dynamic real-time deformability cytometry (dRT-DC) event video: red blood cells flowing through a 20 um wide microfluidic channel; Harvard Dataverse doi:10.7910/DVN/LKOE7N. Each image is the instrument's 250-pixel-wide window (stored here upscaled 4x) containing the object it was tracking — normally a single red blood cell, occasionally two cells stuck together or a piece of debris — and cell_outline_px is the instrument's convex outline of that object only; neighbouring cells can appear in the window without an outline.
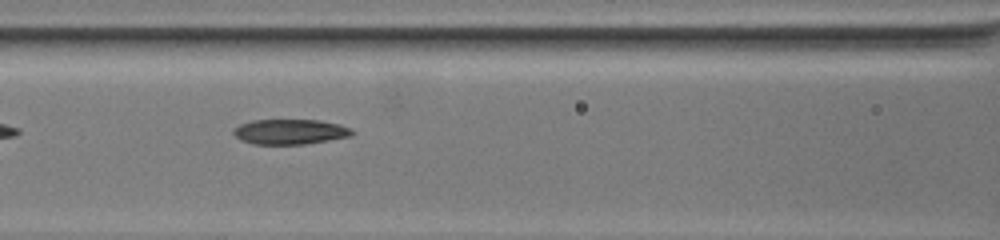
{"species": "common noctule bat (a hibernating species)", "species_latin": "Nyctalus noctula", "temperature_condition": "warm", "stored_images_in_passage": 8, "camera_frame_rate_fps": 3000, "um_per_image_px": 0.085, "animal": {"sex": "female", "body_mass_g": 19.5, "forearm_length_mm": 54.1}, "frame": {"image": 1, "passage_image": 5, "time_ms": 3.0, "image_size_px": [1000, 240], "cell_outline_px": [[352, 132], [348, 136], [304, 144], [256, 144], [244, 140], [236, 136], [232, 132], [240, 124], [252, 120], [320, 120], [336, 124], [348, 128]], "centroid_in_image_um": [24.6, 11.19], "position_along_channel_um": 142.0, "area_um2": 16.76}}
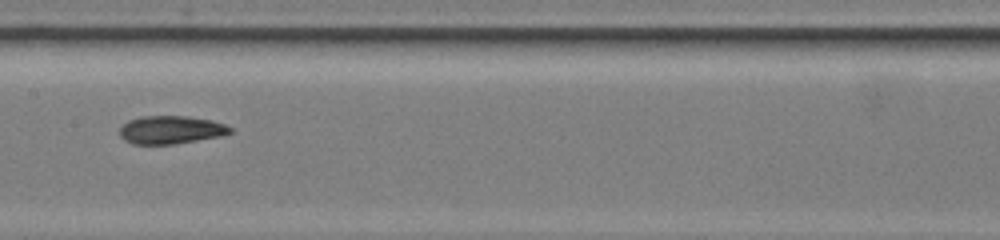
{"frame": {"image": 2, "passage_image": 7, "time_ms": 4.667, "image_size_px": [1000, 240], "cell_outline_px": [[232, 132], [216, 136], [196, 140], [172, 144], [132, 144], [124, 140], [120, 136], [120, 128], [128, 120], [140, 116], [188, 116], [212, 120], [224, 124], [232, 128]], "centroid_in_image_um": [14.47, 11.02], "position_along_channel_um": 192.9, "area_um2": 17.92}}